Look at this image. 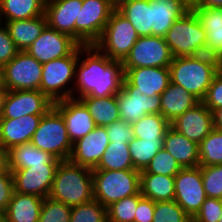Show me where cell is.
I'll return each mask as SVG.
<instances>
[{
    "label": "cell",
    "instance_id": "1",
    "mask_svg": "<svg viewBox=\"0 0 222 222\" xmlns=\"http://www.w3.org/2000/svg\"><path fill=\"white\" fill-rule=\"evenodd\" d=\"M123 80L122 61L109 58L94 45H79L74 83L75 99L117 95L122 89Z\"/></svg>",
    "mask_w": 222,
    "mask_h": 222
},
{
    "label": "cell",
    "instance_id": "2",
    "mask_svg": "<svg viewBox=\"0 0 222 222\" xmlns=\"http://www.w3.org/2000/svg\"><path fill=\"white\" fill-rule=\"evenodd\" d=\"M169 70L170 82L181 86L199 101H203L219 71L216 57L208 54L173 57Z\"/></svg>",
    "mask_w": 222,
    "mask_h": 222
},
{
    "label": "cell",
    "instance_id": "3",
    "mask_svg": "<svg viewBox=\"0 0 222 222\" xmlns=\"http://www.w3.org/2000/svg\"><path fill=\"white\" fill-rule=\"evenodd\" d=\"M49 197L71 207L92 200V169L70 160H61L56 169Z\"/></svg>",
    "mask_w": 222,
    "mask_h": 222
},
{
    "label": "cell",
    "instance_id": "4",
    "mask_svg": "<svg viewBox=\"0 0 222 222\" xmlns=\"http://www.w3.org/2000/svg\"><path fill=\"white\" fill-rule=\"evenodd\" d=\"M93 198L106 208L112 203L140 192V171L92 170Z\"/></svg>",
    "mask_w": 222,
    "mask_h": 222
},
{
    "label": "cell",
    "instance_id": "5",
    "mask_svg": "<svg viewBox=\"0 0 222 222\" xmlns=\"http://www.w3.org/2000/svg\"><path fill=\"white\" fill-rule=\"evenodd\" d=\"M164 39L173 57L205 54L206 31L193 10L177 19Z\"/></svg>",
    "mask_w": 222,
    "mask_h": 222
},
{
    "label": "cell",
    "instance_id": "6",
    "mask_svg": "<svg viewBox=\"0 0 222 222\" xmlns=\"http://www.w3.org/2000/svg\"><path fill=\"white\" fill-rule=\"evenodd\" d=\"M78 58L79 46L69 56L54 59L43 64L40 91L53 103L74 98Z\"/></svg>",
    "mask_w": 222,
    "mask_h": 222
},
{
    "label": "cell",
    "instance_id": "7",
    "mask_svg": "<svg viewBox=\"0 0 222 222\" xmlns=\"http://www.w3.org/2000/svg\"><path fill=\"white\" fill-rule=\"evenodd\" d=\"M30 143L60 160H69L73 148L64 119L54 107L42 116Z\"/></svg>",
    "mask_w": 222,
    "mask_h": 222
},
{
    "label": "cell",
    "instance_id": "8",
    "mask_svg": "<svg viewBox=\"0 0 222 222\" xmlns=\"http://www.w3.org/2000/svg\"><path fill=\"white\" fill-rule=\"evenodd\" d=\"M139 37L130 21L115 8L93 45L109 58L123 61Z\"/></svg>",
    "mask_w": 222,
    "mask_h": 222
},
{
    "label": "cell",
    "instance_id": "9",
    "mask_svg": "<svg viewBox=\"0 0 222 222\" xmlns=\"http://www.w3.org/2000/svg\"><path fill=\"white\" fill-rule=\"evenodd\" d=\"M115 8L108 0H83L79 23H75V40L80 45H93Z\"/></svg>",
    "mask_w": 222,
    "mask_h": 222
},
{
    "label": "cell",
    "instance_id": "10",
    "mask_svg": "<svg viewBox=\"0 0 222 222\" xmlns=\"http://www.w3.org/2000/svg\"><path fill=\"white\" fill-rule=\"evenodd\" d=\"M173 56L164 37L140 36L122 61L123 68L169 67Z\"/></svg>",
    "mask_w": 222,
    "mask_h": 222
},
{
    "label": "cell",
    "instance_id": "11",
    "mask_svg": "<svg viewBox=\"0 0 222 222\" xmlns=\"http://www.w3.org/2000/svg\"><path fill=\"white\" fill-rule=\"evenodd\" d=\"M43 64L26 51H19L3 66L5 86L9 91L40 90Z\"/></svg>",
    "mask_w": 222,
    "mask_h": 222
},
{
    "label": "cell",
    "instance_id": "12",
    "mask_svg": "<svg viewBox=\"0 0 222 222\" xmlns=\"http://www.w3.org/2000/svg\"><path fill=\"white\" fill-rule=\"evenodd\" d=\"M174 200L193 219L206 200L200 166L182 168L174 177Z\"/></svg>",
    "mask_w": 222,
    "mask_h": 222
},
{
    "label": "cell",
    "instance_id": "13",
    "mask_svg": "<svg viewBox=\"0 0 222 222\" xmlns=\"http://www.w3.org/2000/svg\"><path fill=\"white\" fill-rule=\"evenodd\" d=\"M122 89L125 92H139L149 97L161 95L170 83L169 67L123 68Z\"/></svg>",
    "mask_w": 222,
    "mask_h": 222
},
{
    "label": "cell",
    "instance_id": "14",
    "mask_svg": "<svg viewBox=\"0 0 222 222\" xmlns=\"http://www.w3.org/2000/svg\"><path fill=\"white\" fill-rule=\"evenodd\" d=\"M80 44L70 35L50 28H44L40 36L26 49L41 64L69 56Z\"/></svg>",
    "mask_w": 222,
    "mask_h": 222
},
{
    "label": "cell",
    "instance_id": "15",
    "mask_svg": "<svg viewBox=\"0 0 222 222\" xmlns=\"http://www.w3.org/2000/svg\"><path fill=\"white\" fill-rule=\"evenodd\" d=\"M58 165L37 164L11 171L14 191L21 194H34L42 198L49 197Z\"/></svg>",
    "mask_w": 222,
    "mask_h": 222
},
{
    "label": "cell",
    "instance_id": "16",
    "mask_svg": "<svg viewBox=\"0 0 222 222\" xmlns=\"http://www.w3.org/2000/svg\"><path fill=\"white\" fill-rule=\"evenodd\" d=\"M54 103L40 90L9 91L0 119H17L26 115H44Z\"/></svg>",
    "mask_w": 222,
    "mask_h": 222
},
{
    "label": "cell",
    "instance_id": "17",
    "mask_svg": "<svg viewBox=\"0 0 222 222\" xmlns=\"http://www.w3.org/2000/svg\"><path fill=\"white\" fill-rule=\"evenodd\" d=\"M109 143L110 141L105 127L96 126V128L86 136L73 143L69 160L93 170L100 162Z\"/></svg>",
    "mask_w": 222,
    "mask_h": 222
},
{
    "label": "cell",
    "instance_id": "18",
    "mask_svg": "<svg viewBox=\"0 0 222 222\" xmlns=\"http://www.w3.org/2000/svg\"><path fill=\"white\" fill-rule=\"evenodd\" d=\"M53 107L62 115L72 144L96 128L91 114L79 99L61 100Z\"/></svg>",
    "mask_w": 222,
    "mask_h": 222
},
{
    "label": "cell",
    "instance_id": "19",
    "mask_svg": "<svg viewBox=\"0 0 222 222\" xmlns=\"http://www.w3.org/2000/svg\"><path fill=\"white\" fill-rule=\"evenodd\" d=\"M170 126L199 145L213 130L212 112L200 101L172 121Z\"/></svg>",
    "mask_w": 222,
    "mask_h": 222
},
{
    "label": "cell",
    "instance_id": "20",
    "mask_svg": "<svg viewBox=\"0 0 222 222\" xmlns=\"http://www.w3.org/2000/svg\"><path fill=\"white\" fill-rule=\"evenodd\" d=\"M82 5L83 0H46L47 25L75 39V23H79Z\"/></svg>",
    "mask_w": 222,
    "mask_h": 222
},
{
    "label": "cell",
    "instance_id": "21",
    "mask_svg": "<svg viewBox=\"0 0 222 222\" xmlns=\"http://www.w3.org/2000/svg\"><path fill=\"white\" fill-rule=\"evenodd\" d=\"M120 119L133 124L147 114H161L160 95L149 97L139 92H125L123 89L117 94Z\"/></svg>",
    "mask_w": 222,
    "mask_h": 222
},
{
    "label": "cell",
    "instance_id": "22",
    "mask_svg": "<svg viewBox=\"0 0 222 222\" xmlns=\"http://www.w3.org/2000/svg\"><path fill=\"white\" fill-rule=\"evenodd\" d=\"M43 115H26L17 119H0V146L5 150L30 143Z\"/></svg>",
    "mask_w": 222,
    "mask_h": 222
},
{
    "label": "cell",
    "instance_id": "23",
    "mask_svg": "<svg viewBox=\"0 0 222 222\" xmlns=\"http://www.w3.org/2000/svg\"><path fill=\"white\" fill-rule=\"evenodd\" d=\"M189 9L180 0H151L152 36L164 37Z\"/></svg>",
    "mask_w": 222,
    "mask_h": 222
},
{
    "label": "cell",
    "instance_id": "24",
    "mask_svg": "<svg viewBox=\"0 0 222 222\" xmlns=\"http://www.w3.org/2000/svg\"><path fill=\"white\" fill-rule=\"evenodd\" d=\"M163 148L182 168L199 166V145L187 139L171 126L166 131Z\"/></svg>",
    "mask_w": 222,
    "mask_h": 222
},
{
    "label": "cell",
    "instance_id": "25",
    "mask_svg": "<svg viewBox=\"0 0 222 222\" xmlns=\"http://www.w3.org/2000/svg\"><path fill=\"white\" fill-rule=\"evenodd\" d=\"M161 115L171 123L200 101L181 86L170 82L160 95Z\"/></svg>",
    "mask_w": 222,
    "mask_h": 222
},
{
    "label": "cell",
    "instance_id": "26",
    "mask_svg": "<svg viewBox=\"0 0 222 222\" xmlns=\"http://www.w3.org/2000/svg\"><path fill=\"white\" fill-rule=\"evenodd\" d=\"M44 198L34 194L13 193L5 210V222H39Z\"/></svg>",
    "mask_w": 222,
    "mask_h": 222
},
{
    "label": "cell",
    "instance_id": "27",
    "mask_svg": "<svg viewBox=\"0 0 222 222\" xmlns=\"http://www.w3.org/2000/svg\"><path fill=\"white\" fill-rule=\"evenodd\" d=\"M206 31L205 54L217 56L222 50V8L193 9Z\"/></svg>",
    "mask_w": 222,
    "mask_h": 222
},
{
    "label": "cell",
    "instance_id": "28",
    "mask_svg": "<svg viewBox=\"0 0 222 222\" xmlns=\"http://www.w3.org/2000/svg\"><path fill=\"white\" fill-rule=\"evenodd\" d=\"M9 31V35L19 51L26 49L40 36L47 26L46 15L34 17L27 20H15L1 22Z\"/></svg>",
    "mask_w": 222,
    "mask_h": 222
},
{
    "label": "cell",
    "instance_id": "29",
    "mask_svg": "<svg viewBox=\"0 0 222 222\" xmlns=\"http://www.w3.org/2000/svg\"><path fill=\"white\" fill-rule=\"evenodd\" d=\"M140 193L154 202L173 201L175 197L174 176L140 173Z\"/></svg>",
    "mask_w": 222,
    "mask_h": 222
},
{
    "label": "cell",
    "instance_id": "30",
    "mask_svg": "<svg viewBox=\"0 0 222 222\" xmlns=\"http://www.w3.org/2000/svg\"><path fill=\"white\" fill-rule=\"evenodd\" d=\"M9 169H24L37 164H59L60 159L42 151L31 143L18 145L8 150Z\"/></svg>",
    "mask_w": 222,
    "mask_h": 222
},
{
    "label": "cell",
    "instance_id": "31",
    "mask_svg": "<svg viewBox=\"0 0 222 222\" xmlns=\"http://www.w3.org/2000/svg\"><path fill=\"white\" fill-rule=\"evenodd\" d=\"M116 9L130 21L139 36H152L151 0H124Z\"/></svg>",
    "mask_w": 222,
    "mask_h": 222
},
{
    "label": "cell",
    "instance_id": "32",
    "mask_svg": "<svg viewBox=\"0 0 222 222\" xmlns=\"http://www.w3.org/2000/svg\"><path fill=\"white\" fill-rule=\"evenodd\" d=\"M45 2L46 0H0V20L7 22L39 17L45 14Z\"/></svg>",
    "mask_w": 222,
    "mask_h": 222
},
{
    "label": "cell",
    "instance_id": "33",
    "mask_svg": "<svg viewBox=\"0 0 222 222\" xmlns=\"http://www.w3.org/2000/svg\"><path fill=\"white\" fill-rule=\"evenodd\" d=\"M79 100L86 106L96 126L106 127L120 119L117 95L108 97H82Z\"/></svg>",
    "mask_w": 222,
    "mask_h": 222
},
{
    "label": "cell",
    "instance_id": "34",
    "mask_svg": "<svg viewBox=\"0 0 222 222\" xmlns=\"http://www.w3.org/2000/svg\"><path fill=\"white\" fill-rule=\"evenodd\" d=\"M129 169H134L129 143L110 142L97 167L93 170Z\"/></svg>",
    "mask_w": 222,
    "mask_h": 222
},
{
    "label": "cell",
    "instance_id": "35",
    "mask_svg": "<svg viewBox=\"0 0 222 222\" xmlns=\"http://www.w3.org/2000/svg\"><path fill=\"white\" fill-rule=\"evenodd\" d=\"M135 138L164 140L170 123L161 114H147L132 124Z\"/></svg>",
    "mask_w": 222,
    "mask_h": 222
},
{
    "label": "cell",
    "instance_id": "36",
    "mask_svg": "<svg viewBox=\"0 0 222 222\" xmlns=\"http://www.w3.org/2000/svg\"><path fill=\"white\" fill-rule=\"evenodd\" d=\"M164 140H143L133 138L129 143V152L135 170L143 171L151 159L163 148Z\"/></svg>",
    "mask_w": 222,
    "mask_h": 222
},
{
    "label": "cell",
    "instance_id": "37",
    "mask_svg": "<svg viewBox=\"0 0 222 222\" xmlns=\"http://www.w3.org/2000/svg\"><path fill=\"white\" fill-rule=\"evenodd\" d=\"M222 164V131L213 129L199 144V166Z\"/></svg>",
    "mask_w": 222,
    "mask_h": 222
},
{
    "label": "cell",
    "instance_id": "38",
    "mask_svg": "<svg viewBox=\"0 0 222 222\" xmlns=\"http://www.w3.org/2000/svg\"><path fill=\"white\" fill-rule=\"evenodd\" d=\"M69 222H108L107 208L93 198L73 206Z\"/></svg>",
    "mask_w": 222,
    "mask_h": 222
},
{
    "label": "cell",
    "instance_id": "39",
    "mask_svg": "<svg viewBox=\"0 0 222 222\" xmlns=\"http://www.w3.org/2000/svg\"><path fill=\"white\" fill-rule=\"evenodd\" d=\"M142 197L139 192L112 203L107 207L108 222H134L135 210Z\"/></svg>",
    "mask_w": 222,
    "mask_h": 222
},
{
    "label": "cell",
    "instance_id": "40",
    "mask_svg": "<svg viewBox=\"0 0 222 222\" xmlns=\"http://www.w3.org/2000/svg\"><path fill=\"white\" fill-rule=\"evenodd\" d=\"M182 169L174 157L164 148L151 159L149 165L140 173H153L174 176Z\"/></svg>",
    "mask_w": 222,
    "mask_h": 222
},
{
    "label": "cell",
    "instance_id": "41",
    "mask_svg": "<svg viewBox=\"0 0 222 222\" xmlns=\"http://www.w3.org/2000/svg\"><path fill=\"white\" fill-rule=\"evenodd\" d=\"M191 218L173 201L155 202L152 222H189Z\"/></svg>",
    "mask_w": 222,
    "mask_h": 222
},
{
    "label": "cell",
    "instance_id": "42",
    "mask_svg": "<svg viewBox=\"0 0 222 222\" xmlns=\"http://www.w3.org/2000/svg\"><path fill=\"white\" fill-rule=\"evenodd\" d=\"M72 207L45 197L40 211L39 222H69Z\"/></svg>",
    "mask_w": 222,
    "mask_h": 222
},
{
    "label": "cell",
    "instance_id": "43",
    "mask_svg": "<svg viewBox=\"0 0 222 222\" xmlns=\"http://www.w3.org/2000/svg\"><path fill=\"white\" fill-rule=\"evenodd\" d=\"M200 168L206 196L222 199V164Z\"/></svg>",
    "mask_w": 222,
    "mask_h": 222
},
{
    "label": "cell",
    "instance_id": "44",
    "mask_svg": "<svg viewBox=\"0 0 222 222\" xmlns=\"http://www.w3.org/2000/svg\"><path fill=\"white\" fill-rule=\"evenodd\" d=\"M222 199L209 198L202 203L200 211L192 219L193 222H218L221 217Z\"/></svg>",
    "mask_w": 222,
    "mask_h": 222
},
{
    "label": "cell",
    "instance_id": "45",
    "mask_svg": "<svg viewBox=\"0 0 222 222\" xmlns=\"http://www.w3.org/2000/svg\"><path fill=\"white\" fill-rule=\"evenodd\" d=\"M110 142L130 143L134 138L133 126L119 119L105 127Z\"/></svg>",
    "mask_w": 222,
    "mask_h": 222
},
{
    "label": "cell",
    "instance_id": "46",
    "mask_svg": "<svg viewBox=\"0 0 222 222\" xmlns=\"http://www.w3.org/2000/svg\"><path fill=\"white\" fill-rule=\"evenodd\" d=\"M19 52L4 23H0V66L6 65Z\"/></svg>",
    "mask_w": 222,
    "mask_h": 222
},
{
    "label": "cell",
    "instance_id": "47",
    "mask_svg": "<svg viewBox=\"0 0 222 222\" xmlns=\"http://www.w3.org/2000/svg\"><path fill=\"white\" fill-rule=\"evenodd\" d=\"M202 102L210 111L222 107V71H218L213 78Z\"/></svg>",
    "mask_w": 222,
    "mask_h": 222
},
{
    "label": "cell",
    "instance_id": "48",
    "mask_svg": "<svg viewBox=\"0 0 222 222\" xmlns=\"http://www.w3.org/2000/svg\"><path fill=\"white\" fill-rule=\"evenodd\" d=\"M14 193L11 171L0 176V210L5 211Z\"/></svg>",
    "mask_w": 222,
    "mask_h": 222
},
{
    "label": "cell",
    "instance_id": "49",
    "mask_svg": "<svg viewBox=\"0 0 222 222\" xmlns=\"http://www.w3.org/2000/svg\"><path fill=\"white\" fill-rule=\"evenodd\" d=\"M155 210V202L151 199L142 197L138 201L135 210L134 222H152Z\"/></svg>",
    "mask_w": 222,
    "mask_h": 222
},
{
    "label": "cell",
    "instance_id": "50",
    "mask_svg": "<svg viewBox=\"0 0 222 222\" xmlns=\"http://www.w3.org/2000/svg\"><path fill=\"white\" fill-rule=\"evenodd\" d=\"M9 171L8 151L0 146V176L7 174Z\"/></svg>",
    "mask_w": 222,
    "mask_h": 222
},
{
    "label": "cell",
    "instance_id": "51",
    "mask_svg": "<svg viewBox=\"0 0 222 222\" xmlns=\"http://www.w3.org/2000/svg\"><path fill=\"white\" fill-rule=\"evenodd\" d=\"M212 112L213 129L222 131V107L215 109Z\"/></svg>",
    "mask_w": 222,
    "mask_h": 222
},
{
    "label": "cell",
    "instance_id": "52",
    "mask_svg": "<svg viewBox=\"0 0 222 222\" xmlns=\"http://www.w3.org/2000/svg\"><path fill=\"white\" fill-rule=\"evenodd\" d=\"M196 7L222 8V0H198Z\"/></svg>",
    "mask_w": 222,
    "mask_h": 222
},
{
    "label": "cell",
    "instance_id": "53",
    "mask_svg": "<svg viewBox=\"0 0 222 222\" xmlns=\"http://www.w3.org/2000/svg\"><path fill=\"white\" fill-rule=\"evenodd\" d=\"M9 90L8 89H0V118L2 117L5 100L7 97Z\"/></svg>",
    "mask_w": 222,
    "mask_h": 222
},
{
    "label": "cell",
    "instance_id": "54",
    "mask_svg": "<svg viewBox=\"0 0 222 222\" xmlns=\"http://www.w3.org/2000/svg\"><path fill=\"white\" fill-rule=\"evenodd\" d=\"M189 10H193L198 4V0H180Z\"/></svg>",
    "mask_w": 222,
    "mask_h": 222
},
{
    "label": "cell",
    "instance_id": "55",
    "mask_svg": "<svg viewBox=\"0 0 222 222\" xmlns=\"http://www.w3.org/2000/svg\"><path fill=\"white\" fill-rule=\"evenodd\" d=\"M0 89H7V87L5 86L4 72L2 66H0Z\"/></svg>",
    "mask_w": 222,
    "mask_h": 222
},
{
    "label": "cell",
    "instance_id": "56",
    "mask_svg": "<svg viewBox=\"0 0 222 222\" xmlns=\"http://www.w3.org/2000/svg\"><path fill=\"white\" fill-rule=\"evenodd\" d=\"M216 61L218 64V69L219 71H222V50L220 51V53L216 56Z\"/></svg>",
    "mask_w": 222,
    "mask_h": 222
},
{
    "label": "cell",
    "instance_id": "57",
    "mask_svg": "<svg viewBox=\"0 0 222 222\" xmlns=\"http://www.w3.org/2000/svg\"><path fill=\"white\" fill-rule=\"evenodd\" d=\"M112 5L117 7L124 0H108Z\"/></svg>",
    "mask_w": 222,
    "mask_h": 222
},
{
    "label": "cell",
    "instance_id": "58",
    "mask_svg": "<svg viewBox=\"0 0 222 222\" xmlns=\"http://www.w3.org/2000/svg\"><path fill=\"white\" fill-rule=\"evenodd\" d=\"M0 222H5V211L0 210Z\"/></svg>",
    "mask_w": 222,
    "mask_h": 222
},
{
    "label": "cell",
    "instance_id": "59",
    "mask_svg": "<svg viewBox=\"0 0 222 222\" xmlns=\"http://www.w3.org/2000/svg\"><path fill=\"white\" fill-rule=\"evenodd\" d=\"M218 222H222V211H221V217H220V219L218 220Z\"/></svg>",
    "mask_w": 222,
    "mask_h": 222
}]
</instances>
